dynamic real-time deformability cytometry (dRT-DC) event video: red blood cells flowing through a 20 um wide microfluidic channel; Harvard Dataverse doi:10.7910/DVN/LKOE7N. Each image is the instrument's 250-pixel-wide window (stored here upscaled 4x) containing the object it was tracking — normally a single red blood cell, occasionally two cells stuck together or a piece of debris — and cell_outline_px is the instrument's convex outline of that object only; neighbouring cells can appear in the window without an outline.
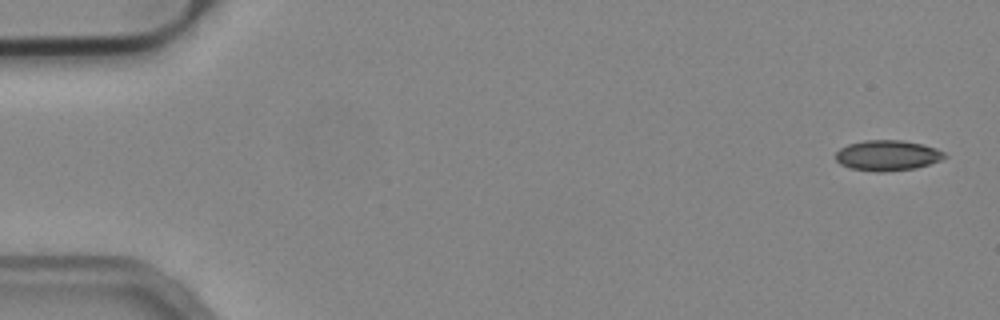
{"species": "common noctule bat (a hibernating species)", "species_latin": "Nyctalus noctula", "temperature_condition": "cold", "stored_images_in_passage": 19, "camera_frame_rate_fps": 3000, "um_per_image_px": 0.085, "animal": {"sex": "male", "body_mass_g": 19.2, "forearm_length_mm": 51.8}, "frame": {"image": 1, "passage_image": 1, "time_ms": 0.0, "image_size_px": [1000, 320], "cell_outline_px": [[948, 156], [940, 160], [916, 168], [884, 172], [876, 172], [848, 168], [840, 164], [836, 160], [836, 152], [840, 148], [848, 144], [864, 140], [900, 140], [924, 144], [936, 148], [944, 152]], "centroid_in_image_um": [75.42, 13.21], "position_along_channel_um": 9.6, "area_um2": 19.48}}
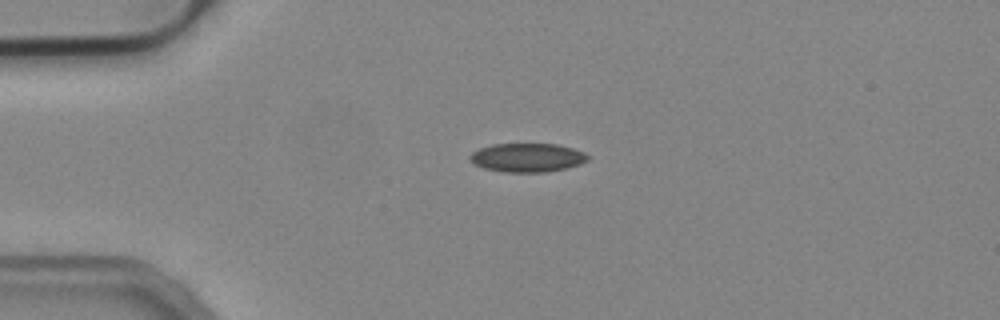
{"frame": {"image": 2, "passage_image": 12, "time_ms": 3.667, "image_size_px": [1000, 320], "cell_outline_px": [[588, 160], [580, 164], [568, 168], [548, 172], [504, 172], [484, 168], [476, 164], [468, 156], [472, 152], [480, 148], [492, 144], [556, 144], [572, 148], [584, 152], [588, 156]], "centroid_in_image_um": [44.84, 13.4], "position_along_channel_um": 40.2, "area_um2": 19.71}}